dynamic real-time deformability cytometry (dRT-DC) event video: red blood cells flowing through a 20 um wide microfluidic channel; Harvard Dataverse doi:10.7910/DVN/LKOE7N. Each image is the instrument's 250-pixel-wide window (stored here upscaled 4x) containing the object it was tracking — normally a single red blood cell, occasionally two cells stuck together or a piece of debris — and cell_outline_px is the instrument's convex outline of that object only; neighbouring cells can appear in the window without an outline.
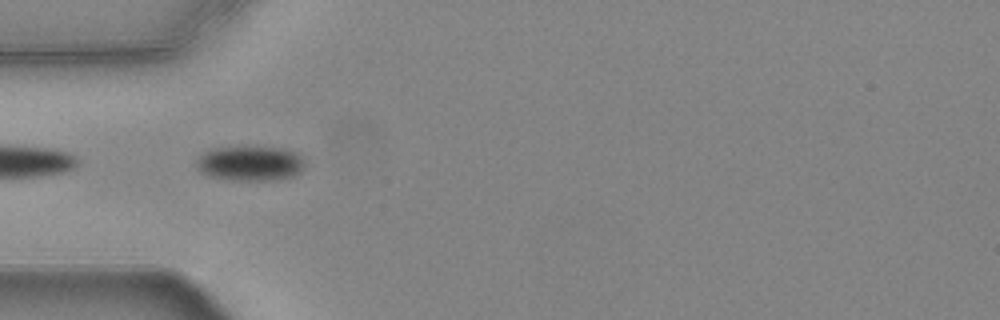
{"species": "common noctule bat (a hibernating species)", "species_latin": "Nyctalus noctula", "temperature_condition": "warm", "stored_images_in_passage": 10, "camera_frame_rate_fps": 3000, "um_per_image_px": 0.085, "animal": {"sex": "female", "body_mass_g": 24.6, "forearm_length_mm": 56.2}, "frame": {"image": 1, "passage_image": 4, "time_ms": 1.0, "image_size_px": [1000, 320], "cell_outline_px": [[308, 164], [300, 172], [292, 176], [280, 180], [232, 180], [208, 176], [200, 172], [196, 168], [196, 160], [204, 152], [212, 148], [284, 148], [300, 152], [304, 156]], "centroid_in_image_um": [21.34, 13.9], "position_along_channel_um": 63.7, "area_um2": 22.37}}